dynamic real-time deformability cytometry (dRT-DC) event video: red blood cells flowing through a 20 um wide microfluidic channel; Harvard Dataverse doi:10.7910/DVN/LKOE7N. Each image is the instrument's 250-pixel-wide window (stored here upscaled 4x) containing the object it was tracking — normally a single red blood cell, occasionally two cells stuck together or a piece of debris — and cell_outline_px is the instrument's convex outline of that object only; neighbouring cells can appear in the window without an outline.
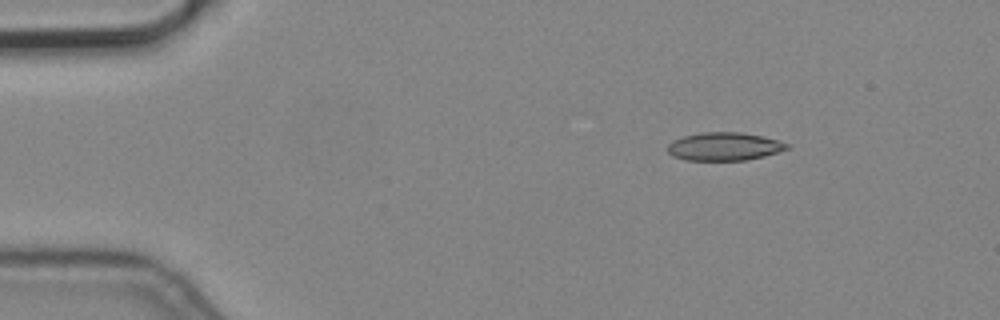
{"species": "common noctule bat (a hibernating species)", "species_latin": "Nyctalus noctula", "temperature_condition": "cold", "stored_images_in_passage": 3, "camera_frame_rate_fps": 3000, "um_per_image_px": 0.085, "animal": {"sex": "male", "body_mass_g": 19.2, "forearm_length_mm": 51.8}, "frame": {"image": 1, "passage_image": 1, "time_ms": 0.0, "image_size_px": [1000, 320], "cell_outline_px": [[792, 144], [788, 148], [764, 156], [744, 160], [688, 160], [672, 156], [668, 152], [668, 144], [672, 140], [684, 136], [700, 132], [740, 132], [764, 136]], "centroid_in_image_um": [61.56, 12.44], "position_along_channel_um": 23.4, "area_um2": 19.59}}